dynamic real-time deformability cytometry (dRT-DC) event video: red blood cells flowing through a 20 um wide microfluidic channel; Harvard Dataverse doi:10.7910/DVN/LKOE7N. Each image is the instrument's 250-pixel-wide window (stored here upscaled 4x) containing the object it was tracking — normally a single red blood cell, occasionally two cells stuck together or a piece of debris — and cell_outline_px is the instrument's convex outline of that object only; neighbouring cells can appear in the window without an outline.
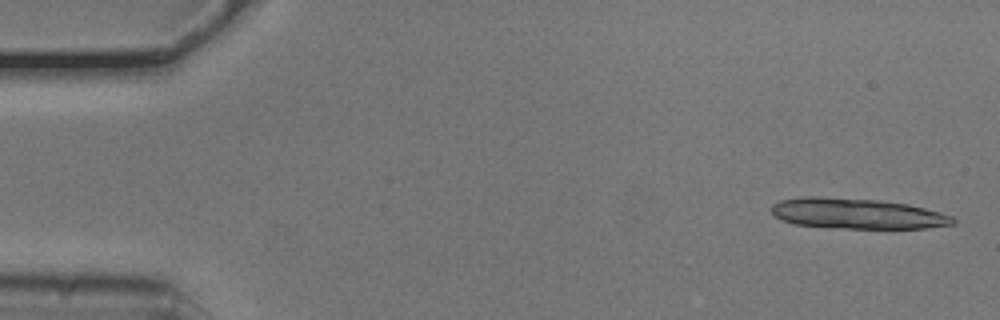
{"species": "common noctule bat (a hibernating species)", "species_latin": "Nyctalus noctula", "temperature_condition": "cold", "stored_images_in_passage": 14, "camera_frame_rate_fps": 3000, "um_per_image_px": 0.085, "animal": {"sex": "male", "body_mass_g": 20.5, "forearm_length_mm": 52.5}, "frame": {"image": 1, "passage_image": 2, "time_ms": 0.333, "image_size_px": [1000, 320], "cell_outline_px": [[956, 224], [928, 228], [848, 228], [792, 224], [780, 220], [772, 212], [772, 204], [780, 200], [804, 196], [816, 196], [880, 200], [908, 204], [924, 208], [952, 216], [956, 220]], "centroid_in_image_um": [72.85, 18.15], "position_along_channel_um": 12.2, "area_um2": 32.25}}